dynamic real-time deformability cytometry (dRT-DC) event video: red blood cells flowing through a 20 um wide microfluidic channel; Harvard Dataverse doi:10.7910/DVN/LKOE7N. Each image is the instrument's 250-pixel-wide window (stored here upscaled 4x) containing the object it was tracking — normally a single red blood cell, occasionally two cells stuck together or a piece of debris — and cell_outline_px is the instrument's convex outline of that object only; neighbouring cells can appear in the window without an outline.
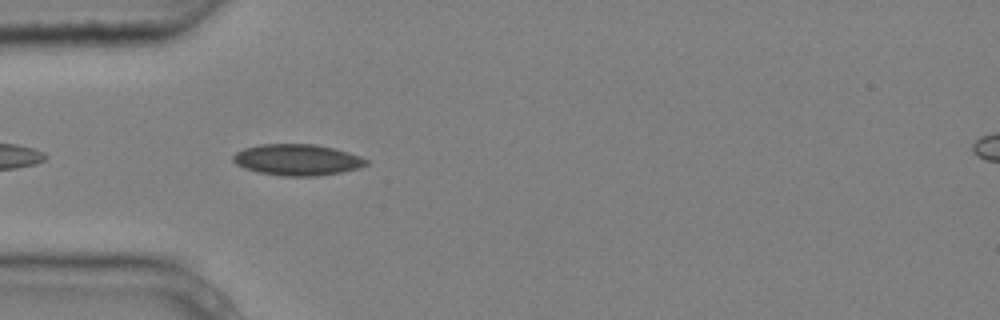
{"species": "common noctule bat (a hibernating species)", "species_latin": "Nyctalus noctula", "temperature_condition": "cold", "stored_images_in_passage": 5, "camera_frame_rate_fps": 3000, "um_per_image_px": 0.085, "animal": {"sex": "male", "body_mass_g": 20.4}, "frame": {"image": 1, "passage_image": 4, "time_ms": 1.0, "image_size_px": [1000, 320], "cell_outline_px": [[368, 164], [360, 168], [340, 172], [316, 176], [280, 176], [260, 172], [244, 168], [236, 164], [232, 160], [232, 156], [236, 152], [244, 148], [260, 144], [316, 144], [336, 148], [360, 156], [368, 160]], "centroid_in_image_um": [25.27, 13.58], "position_along_channel_um": 59.7, "area_um2": 24.33}}
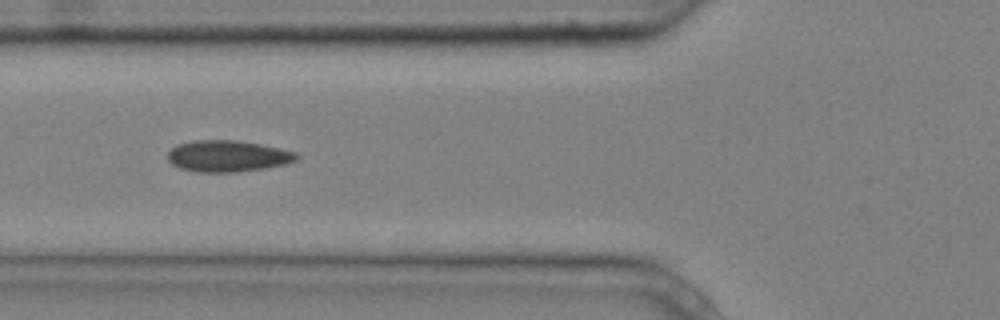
{"frame": {"image": 2, "passage_image": 5, "time_ms": 1.333, "image_size_px": [1000, 320], "cell_outline_px": [[300, 156], [296, 160], [284, 164], [264, 168], [236, 172], [196, 172], [180, 168], [172, 164], [168, 160], [168, 152], [176, 144], [196, 140], [236, 140], [260, 144], [280, 148], [296, 152]], "centroid_in_image_um": [19.34, 13.26], "position_along_channel_um": 106.5, "area_um2": 23.58}}